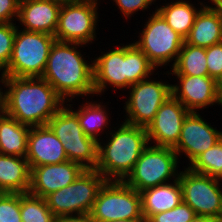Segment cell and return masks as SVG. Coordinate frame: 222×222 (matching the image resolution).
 I'll return each mask as SVG.
<instances>
[{
	"mask_svg": "<svg viewBox=\"0 0 222 222\" xmlns=\"http://www.w3.org/2000/svg\"><path fill=\"white\" fill-rule=\"evenodd\" d=\"M55 36L17 27L13 52L2 77H41L45 71Z\"/></svg>",
	"mask_w": 222,
	"mask_h": 222,
	"instance_id": "5b68a950",
	"label": "cell"
},
{
	"mask_svg": "<svg viewBox=\"0 0 222 222\" xmlns=\"http://www.w3.org/2000/svg\"><path fill=\"white\" fill-rule=\"evenodd\" d=\"M85 102L86 103L83 102L77 110L72 109L73 104L69 103L66 105L77 115L83 132L99 142L102 138L100 136H102L105 130L110 132V129H108L109 123L111 122V119H109L111 116L108 114L109 108H107L108 106L104 105L103 102H97V100L92 102L89 99V101L86 100Z\"/></svg>",
	"mask_w": 222,
	"mask_h": 222,
	"instance_id": "cb8c5ba5",
	"label": "cell"
},
{
	"mask_svg": "<svg viewBox=\"0 0 222 222\" xmlns=\"http://www.w3.org/2000/svg\"><path fill=\"white\" fill-rule=\"evenodd\" d=\"M195 216L194 210L182 201L171 210L150 216L146 222H189Z\"/></svg>",
	"mask_w": 222,
	"mask_h": 222,
	"instance_id": "4dcf8cb0",
	"label": "cell"
},
{
	"mask_svg": "<svg viewBox=\"0 0 222 222\" xmlns=\"http://www.w3.org/2000/svg\"><path fill=\"white\" fill-rule=\"evenodd\" d=\"M0 120L6 115V96H5V90L3 91L4 87L2 82V76H0Z\"/></svg>",
	"mask_w": 222,
	"mask_h": 222,
	"instance_id": "d590c367",
	"label": "cell"
},
{
	"mask_svg": "<svg viewBox=\"0 0 222 222\" xmlns=\"http://www.w3.org/2000/svg\"><path fill=\"white\" fill-rule=\"evenodd\" d=\"M85 169L76 162L41 165L31 168L29 194L45 198L73 183Z\"/></svg>",
	"mask_w": 222,
	"mask_h": 222,
	"instance_id": "e0dca14e",
	"label": "cell"
},
{
	"mask_svg": "<svg viewBox=\"0 0 222 222\" xmlns=\"http://www.w3.org/2000/svg\"><path fill=\"white\" fill-rule=\"evenodd\" d=\"M109 222H146L145 218H133V219H123V220H115Z\"/></svg>",
	"mask_w": 222,
	"mask_h": 222,
	"instance_id": "ab89813d",
	"label": "cell"
},
{
	"mask_svg": "<svg viewBox=\"0 0 222 222\" xmlns=\"http://www.w3.org/2000/svg\"><path fill=\"white\" fill-rule=\"evenodd\" d=\"M209 77L217 80L222 75V42L206 48Z\"/></svg>",
	"mask_w": 222,
	"mask_h": 222,
	"instance_id": "1f68e13d",
	"label": "cell"
},
{
	"mask_svg": "<svg viewBox=\"0 0 222 222\" xmlns=\"http://www.w3.org/2000/svg\"><path fill=\"white\" fill-rule=\"evenodd\" d=\"M179 173L183 202L196 216H207L222 222V180L192 172L186 166Z\"/></svg>",
	"mask_w": 222,
	"mask_h": 222,
	"instance_id": "7c38bea8",
	"label": "cell"
},
{
	"mask_svg": "<svg viewBox=\"0 0 222 222\" xmlns=\"http://www.w3.org/2000/svg\"><path fill=\"white\" fill-rule=\"evenodd\" d=\"M144 25L138 40L133 43L148 57L157 70L166 65L172 67L185 39L168 25L156 9L152 11Z\"/></svg>",
	"mask_w": 222,
	"mask_h": 222,
	"instance_id": "ba28073f",
	"label": "cell"
},
{
	"mask_svg": "<svg viewBox=\"0 0 222 222\" xmlns=\"http://www.w3.org/2000/svg\"><path fill=\"white\" fill-rule=\"evenodd\" d=\"M222 139V131L208 123L199 112H189L185 117L178 143L173 150L179 156L186 155L187 166L201 153Z\"/></svg>",
	"mask_w": 222,
	"mask_h": 222,
	"instance_id": "5bb4252c",
	"label": "cell"
},
{
	"mask_svg": "<svg viewBox=\"0 0 222 222\" xmlns=\"http://www.w3.org/2000/svg\"><path fill=\"white\" fill-rule=\"evenodd\" d=\"M174 76L178 84H171L172 96L179 100L189 112H197L198 109H206L209 106H216V104L222 107L214 78L209 76Z\"/></svg>",
	"mask_w": 222,
	"mask_h": 222,
	"instance_id": "2e32d148",
	"label": "cell"
},
{
	"mask_svg": "<svg viewBox=\"0 0 222 222\" xmlns=\"http://www.w3.org/2000/svg\"><path fill=\"white\" fill-rule=\"evenodd\" d=\"M115 2L116 7L118 6V10L122 13L125 19H129L133 17L138 11H147L150 9V6L156 2V0H113Z\"/></svg>",
	"mask_w": 222,
	"mask_h": 222,
	"instance_id": "d6a6232c",
	"label": "cell"
},
{
	"mask_svg": "<svg viewBox=\"0 0 222 222\" xmlns=\"http://www.w3.org/2000/svg\"><path fill=\"white\" fill-rule=\"evenodd\" d=\"M54 222H94L90 213L55 217Z\"/></svg>",
	"mask_w": 222,
	"mask_h": 222,
	"instance_id": "e575fe53",
	"label": "cell"
},
{
	"mask_svg": "<svg viewBox=\"0 0 222 222\" xmlns=\"http://www.w3.org/2000/svg\"><path fill=\"white\" fill-rule=\"evenodd\" d=\"M107 180L95 169H85L68 186L46 196L55 217L90 213L98 192Z\"/></svg>",
	"mask_w": 222,
	"mask_h": 222,
	"instance_id": "9c48e42d",
	"label": "cell"
},
{
	"mask_svg": "<svg viewBox=\"0 0 222 222\" xmlns=\"http://www.w3.org/2000/svg\"><path fill=\"white\" fill-rule=\"evenodd\" d=\"M192 172L222 180V139L198 155L188 166Z\"/></svg>",
	"mask_w": 222,
	"mask_h": 222,
	"instance_id": "4316f807",
	"label": "cell"
},
{
	"mask_svg": "<svg viewBox=\"0 0 222 222\" xmlns=\"http://www.w3.org/2000/svg\"><path fill=\"white\" fill-rule=\"evenodd\" d=\"M90 215L94 222L144 218L140 192L124 181H106L98 192Z\"/></svg>",
	"mask_w": 222,
	"mask_h": 222,
	"instance_id": "8fae6325",
	"label": "cell"
},
{
	"mask_svg": "<svg viewBox=\"0 0 222 222\" xmlns=\"http://www.w3.org/2000/svg\"><path fill=\"white\" fill-rule=\"evenodd\" d=\"M47 126L63 144L68 160L84 169H95L98 163V142L87 136L77 115L65 104L48 121Z\"/></svg>",
	"mask_w": 222,
	"mask_h": 222,
	"instance_id": "52a82bcc",
	"label": "cell"
},
{
	"mask_svg": "<svg viewBox=\"0 0 222 222\" xmlns=\"http://www.w3.org/2000/svg\"><path fill=\"white\" fill-rule=\"evenodd\" d=\"M179 163L173 148L149 144L124 182L138 192L172 182L179 177Z\"/></svg>",
	"mask_w": 222,
	"mask_h": 222,
	"instance_id": "8992f818",
	"label": "cell"
},
{
	"mask_svg": "<svg viewBox=\"0 0 222 222\" xmlns=\"http://www.w3.org/2000/svg\"><path fill=\"white\" fill-rule=\"evenodd\" d=\"M210 3L220 12L222 18V0H210Z\"/></svg>",
	"mask_w": 222,
	"mask_h": 222,
	"instance_id": "f35d334b",
	"label": "cell"
},
{
	"mask_svg": "<svg viewBox=\"0 0 222 222\" xmlns=\"http://www.w3.org/2000/svg\"><path fill=\"white\" fill-rule=\"evenodd\" d=\"M20 214L22 222H54L55 219L46 200L29 193H20Z\"/></svg>",
	"mask_w": 222,
	"mask_h": 222,
	"instance_id": "83f0119b",
	"label": "cell"
},
{
	"mask_svg": "<svg viewBox=\"0 0 222 222\" xmlns=\"http://www.w3.org/2000/svg\"><path fill=\"white\" fill-rule=\"evenodd\" d=\"M63 0H21L17 21L25 31L55 35Z\"/></svg>",
	"mask_w": 222,
	"mask_h": 222,
	"instance_id": "d6986e66",
	"label": "cell"
},
{
	"mask_svg": "<svg viewBox=\"0 0 222 222\" xmlns=\"http://www.w3.org/2000/svg\"><path fill=\"white\" fill-rule=\"evenodd\" d=\"M185 42L203 48L222 42V18L212 4H206L199 11Z\"/></svg>",
	"mask_w": 222,
	"mask_h": 222,
	"instance_id": "ffe728a7",
	"label": "cell"
},
{
	"mask_svg": "<svg viewBox=\"0 0 222 222\" xmlns=\"http://www.w3.org/2000/svg\"><path fill=\"white\" fill-rule=\"evenodd\" d=\"M140 195L145 220L154 214L171 210L183 201L179 179L147 188L141 191Z\"/></svg>",
	"mask_w": 222,
	"mask_h": 222,
	"instance_id": "44dd1931",
	"label": "cell"
},
{
	"mask_svg": "<svg viewBox=\"0 0 222 222\" xmlns=\"http://www.w3.org/2000/svg\"><path fill=\"white\" fill-rule=\"evenodd\" d=\"M26 159L30 169L68 160L63 144L47 126L31 127L27 138Z\"/></svg>",
	"mask_w": 222,
	"mask_h": 222,
	"instance_id": "ac0fdd59",
	"label": "cell"
},
{
	"mask_svg": "<svg viewBox=\"0 0 222 222\" xmlns=\"http://www.w3.org/2000/svg\"><path fill=\"white\" fill-rule=\"evenodd\" d=\"M216 83H217V93L222 104V75L216 80Z\"/></svg>",
	"mask_w": 222,
	"mask_h": 222,
	"instance_id": "74e56055",
	"label": "cell"
},
{
	"mask_svg": "<svg viewBox=\"0 0 222 222\" xmlns=\"http://www.w3.org/2000/svg\"><path fill=\"white\" fill-rule=\"evenodd\" d=\"M30 175L26 158L0 154V193H28Z\"/></svg>",
	"mask_w": 222,
	"mask_h": 222,
	"instance_id": "7402d4cb",
	"label": "cell"
},
{
	"mask_svg": "<svg viewBox=\"0 0 222 222\" xmlns=\"http://www.w3.org/2000/svg\"><path fill=\"white\" fill-rule=\"evenodd\" d=\"M18 25L15 23H0V71L2 72L9 64L13 43Z\"/></svg>",
	"mask_w": 222,
	"mask_h": 222,
	"instance_id": "f1b7e54d",
	"label": "cell"
},
{
	"mask_svg": "<svg viewBox=\"0 0 222 222\" xmlns=\"http://www.w3.org/2000/svg\"><path fill=\"white\" fill-rule=\"evenodd\" d=\"M30 128L5 115L0 120V154L26 158Z\"/></svg>",
	"mask_w": 222,
	"mask_h": 222,
	"instance_id": "d4e9b609",
	"label": "cell"
},
{
	"mask_svg": "<svg viewBox=\"0 0 222 222\" xmlns=\"http://www.w3.org/2000/svg\"><path fill=\"white\" fill-rule=\"evenodd\" d=\"M153 79L149 77L128 88L129 97L123 106L126 112L124 122L146 128L160 106L172 96L169 82Z\"/></svg>",
	"mask_w": 222,
	"mask_h": 222,
	"instance_id": "4fadbf2b",
	"label": "cell"
},
{
	"mask_svg": "<svg viewBox=\"0 0 222 222\" xmlns=\"http://www.w3.org/2000/svg\"><path fill=\"white\" fill-rule=\"evenodd\" d=\"M6 115L29 127L47 125L66 101L42 77H2Z\"/></svg>",
	"mask_w": 222,
	"mask_h": 222,
	"instance_id": "6da1fadb",
	"label": "cell"
},
{
	"mask_svg": "<svg viewBox=\"0 0 222 222\" xmlns=\"http://www.w3.org/2000/svg\"><path fill=\"white\" fill-rule=\"evenodd\" d=\"M0 222H22L20 193H0Z\"/></svg>",
	"mask_w": 222,
	"mask_h": 222,
	"instance_id": "f546056e",
	"label": "cell"
},
{
	"mask_svg": "<svg viewBox=\"0 0 222 222\" xmlns=\"http://www.w3.org/2000/svg\"><path fill=\"white\" fill-rule=\"evenodd\" d=\"M199 2L200 7H197L196 3L194 6L189 0H176L175 2L172 0L170 3H164L155 8L168 25L185 39L190 33L197 14L206 5L205 2Z\"/></svg>",
	"mask_w": 222,
	"mask_h": 222,
	"instance_id": "603a6c76",
	"label": "cell"
},
{
	"mask_svg": "<svg viewBox=\"0 0 222 222\" xmlns=\"http://www.w3.org/2000/svg\"><path fill=\"white\" fill-rule=\"evenodd\" d=\"M188 113L179 100L170 96L146 127L149 144L173 148L178 143L182 124Z\"/></svg>",
	"mask_w": 222,
	"mask_h": 222,
	"instance_id": "9a60e30c",
	"label": "cell"
},
{
	"mask_svg": "<svg viewBox=\"0 0 222 222\" xmlns=\"http://www.w3.org/2000/svg\"><path fill=\"white\" fill-rule=\"evenodd\" d=\"M117 125V128L113 127L115 130L110 127V132H106V142L104 138L98 142V163L95 170L107 181H124L149 145L145 127L124 121L120 126Z\"/></svg>",
	"mask_w": 222,
	"mask_h": 222,
	"instance_id": "277c9868",
	"label": "cell"
},
{
	"mask_svg": "<svg viewBox=\"0 0 222 222\" xmlns=\"http://www.w3.org/2000/svg\"><path fill=\"white\" fill-rule=\"evenodd\" d=\"M82 46L85 48L86 45L55 41L41 76L66 103H72L74 98L80 96L90 98V95H95L93 61H86L78 49Z\"/></svg>",
	"mask_w": 222,
	"mask_h": 222,
	"instance_id": "7a4b0ae2",
	"label": "cell"
},
{
	"mask_svg": "<svg viewBox=\"0 0 222 222\" xmlns=\"http://www.w3.org/2000/svg\"><path fill=\"white\" fill-rule=\"evenodd\" d=\"M189 222H217L215 219L207 217V216H195Z\"/></svg>",
	"mask_w": 222,
	"mask_h": 222,
	"instance_id": "8d00e7d4",
	"label": "cell"
},
{
	"mask_svg": "<svg viewBox=\"0 0 222 222\" xmlns=\"http://www.w3.org/2000/svg\"><path fill=\"white\" fill-rule=\"evenodd\" d=\"M99 1L63 0L55 32L56 41L88 45L96 40Z\"/></svg>",
	"mask_w": 222,
	"mask_h": 222,
	"instance_id": "30bf717a",
	"label": "cell"
},
{
	"mask_svg": "<svg viewBox=\"0 0 222 222\" xmlns=\"http://www.w3.org/2000/svg\"><path fill=\"white\" fill-rule=\"evenodd\" d=\"M165 75L209 76L206 48L187 44L185 41L171 70Z\"/></svg>",
	"mask_w": 222,
	"mask_h": 222,
	"instance_id": "484cf974",
	"label": "cell"
},
{
	"mask_svg": "<svg viewBox=\"0 0 222 222\" xmlns=\"http://www.w3.org/2000/svg\"><path fill=\"white\" fill-rule=\"evenodd\" d=\"M19 3L20 0H0V23H12L15 20L17 21Z\"/></svg>",
	"mask_w": 222,
	"mask_h": 222,
	"instance_id": "836d02e7",
	"label": "cell"
},
{
	"mask_svg": "<svg viewBox=\"0 0 222 222\" xmlns=\"http://www.w3.org/2000/svg\"><path fill=\"white\" fill-rule=\"evenodd\" d=\"M93 60L94 91L96 96L112 86L125 90L131 85L145 80L155 73V66L148 57L132 42L121 44L107 52H101Z\"/></svg>",
	"mask_w": 222,
	"mask_h": 222,
	"instance_id": "3957f363",
	"label": "cell"
}]
</instances>
